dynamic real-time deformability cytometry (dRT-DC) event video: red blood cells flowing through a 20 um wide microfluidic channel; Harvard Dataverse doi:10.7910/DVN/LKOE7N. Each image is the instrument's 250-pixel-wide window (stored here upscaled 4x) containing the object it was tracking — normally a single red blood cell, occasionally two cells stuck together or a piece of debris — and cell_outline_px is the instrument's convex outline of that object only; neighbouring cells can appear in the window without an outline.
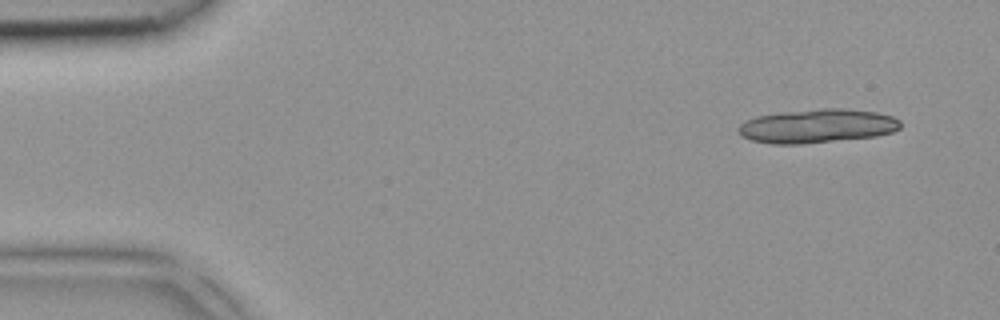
{"species": "common noctule bat (a hibernating species)", "species_latin": "Nyctalus noctula", "temperature_condition": "room temperature", "stored_images_in_passage": 6, "segment_of_instrument_passage": [1, 2], "camera_frame_rate_fps": 3000, "um_per_image_px": 0.085, "animal": {"sex": "female", "body_mass_g": 18.4}, "frame": {"image": 1, "passage_image": 1, "time_ms": 0.0, "image_size_px": [1000, 320], "cell_outline_px": [[900, 128], [892, 132], [876, 136], [800, 144], [772, 144], [752, 140], [744, 136], [736, 128], [744, 120], [756, 116], [780, 112], [820, 108], [844, 108], [876, 112], [892, 116], [900, 120]], "centroid_in_image_um": [69.45, 10.7], "position_along_channel_um": 15.5, "area_um2": 32.02}}